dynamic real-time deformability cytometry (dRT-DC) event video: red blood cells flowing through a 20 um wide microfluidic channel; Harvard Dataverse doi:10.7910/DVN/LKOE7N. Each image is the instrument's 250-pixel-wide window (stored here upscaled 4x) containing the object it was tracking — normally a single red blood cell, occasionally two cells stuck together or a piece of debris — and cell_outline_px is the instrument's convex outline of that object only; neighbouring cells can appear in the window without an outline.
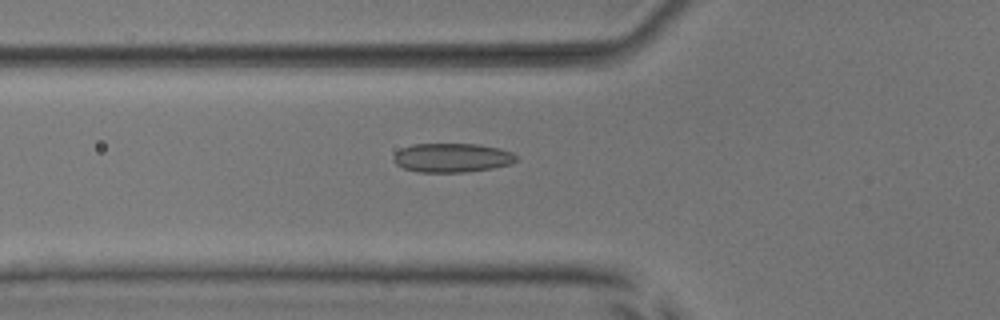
{"species": "common noctule bat (a hibernating species)", "species_latin": "Nyctalus noctula", "temperature_condition": "room temperature", "stored_images_in_passage": 54, "camera_frame_rate_fps": 3000, "um_per_image_px": 0.085, "animal": {"sex": "male", "body_mass_g": 17.9, "forearm_length_mm": 54.2}, "frame": {"image": 1, "passage_image": 20, "time_ms": 6.333, "image_size_px": [1000, 320], "cell_outline_px": [[520, 160], [512, 164], [492, 168], [464, 172], [416, 172], [404, 168], [396, 164], [392, 160], [392, 156], [400, 148], [412, 144], [480, 144], [500, 148], [512, 152], [520, 156]], "centroid_in_image_um": [38.46, 13.4], "position_along_channel_um": 87.3, "area_um2": 21.21}}
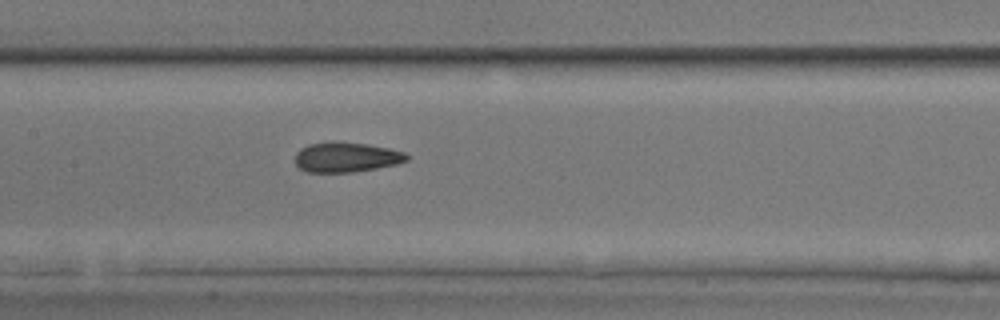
{"frame": {"image": 2, "passage_image": 27, "time_ms": 8.667, "image_size_px": [1000, 320], "cell_outline_px": [[408, 160], [396, 164], [376, 168], [352, 172], [308, 172], [300, 168], [296, 164], [296, 152], [300, 148], [308, 144], [332, 140], [368, 144], [388, 148], [404, 152], [408, 156]], "centroid_in_image_um": [29.41, 13.34], "position_along_channel_um": 178.0, "area_um2": 19.59}}
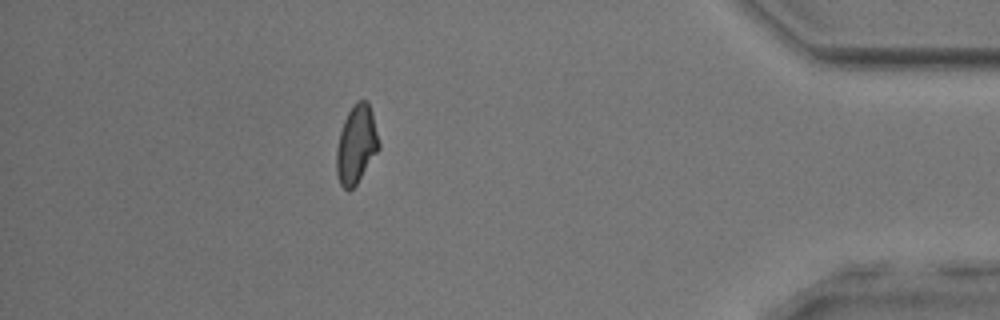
{"frame": {"image": 3, "passage_image": 48, "time_ms": 15.667, "image_size_px": [1000, 320], "cell_outline_px": [[380, 148], [356, 184], [348, 192], [340, 184], [336, 172], [336, 148], [340, 132], [344, 120], [352, 104], [356, 100], [368, 100], [380, 144]], "centroid_in_image_um": [30.27, 12.27], "position_along_channel_um": 404.9, "area_um2": 19.31}, "authors_computed_cell_mechanics": {"area_um2": 19.8543, "velocity_mm_per_s": 3.87, "shape_relaxation_time_tau1_ms": null, "shape_relaxation_time_tau2_ms": 1.7031, "deformation_change_tau1": null, "deformation_change_tau2": 0.0839}}